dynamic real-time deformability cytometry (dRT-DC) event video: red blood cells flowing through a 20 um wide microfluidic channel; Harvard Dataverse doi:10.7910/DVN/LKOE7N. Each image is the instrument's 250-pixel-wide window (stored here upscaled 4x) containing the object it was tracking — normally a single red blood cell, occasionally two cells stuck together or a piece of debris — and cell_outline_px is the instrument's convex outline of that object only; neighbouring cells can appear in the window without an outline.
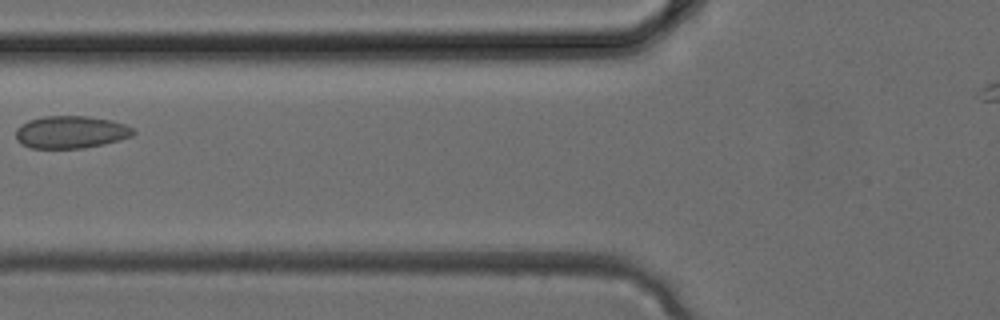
{"species": "common noctule bat (a hibernating species)", "species_latin": "Nyctalus noctula", "temperature_condition": "cold", "stored_images_in_passage": 4, "camera_frame_rate_fps": 3000, "um_per_image_px": 0.085, "animal": {"sex": "female", "body_mass_g": 24.6, "forearm_length_mm": 56.2}, "frame": {"image": 1, "passage_image": 4, "time_ms": 1.0, "image_size_px": [1000, 320], "cell_outline_px": [[136, 132], [132, 136], [120, 140], [104, 144], [84, 148], [32, 148], [20, 144], [16, 140], [16, 128], [20, 124], [28, 120], [44, 116], [88, 116], [112, 120], [124, 124], [132, 128]], "centroid_in_image_um": [6.0, 11.23], "position_along_channel_um": 119.8, "area_um2": 22.43}}